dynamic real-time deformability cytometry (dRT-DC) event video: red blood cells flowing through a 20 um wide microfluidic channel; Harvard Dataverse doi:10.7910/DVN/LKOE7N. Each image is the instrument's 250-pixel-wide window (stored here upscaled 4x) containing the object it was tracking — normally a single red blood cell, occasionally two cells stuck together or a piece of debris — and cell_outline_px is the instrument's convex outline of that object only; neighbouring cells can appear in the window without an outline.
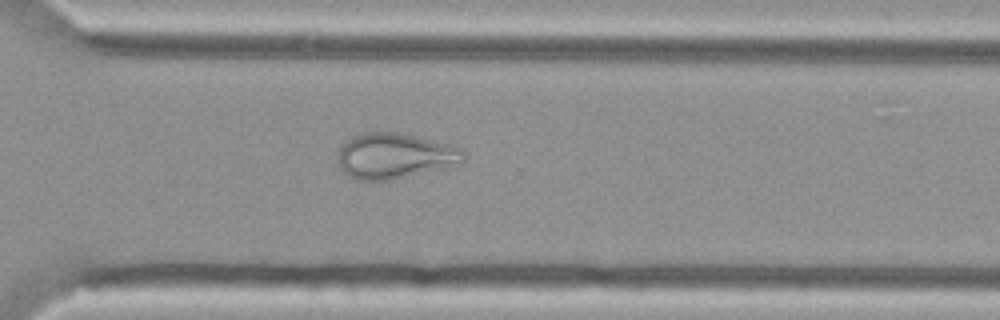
{"species": "Egyptian fruit bat (a non-hibernating species)", "species_latin": "Rousettus aegyptiacus", "temperature_condition": "cold", "stored_images_in_passage": 37, "camera_frame_rate_fps": 3000, "um_per_image_px": 0.085, "animal": {"sex": "female"}, "frame": {"image": 1, "passage_image": 22, "time_ms": 7.0, "image_size_px": [1000, 320], "cell_outline_px": [[464, 164], [388, 180], [360, 180], [348, 176], [340, 168], [340, 148], [352, 136], [364, 132], [396, 132], [452, 144], [460, 148], [464, 152]], "centroid_in_image_um": [33.61, 13.25], "position_along_channel_um": 337.0, "area_um2": 33.18}}
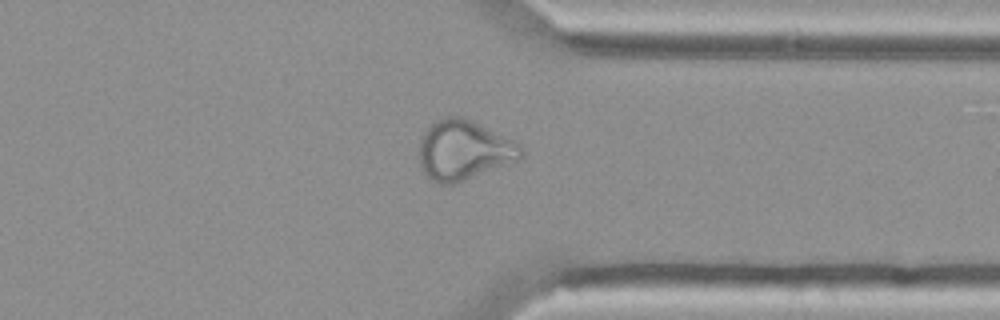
{"frame": {"image": 2, "passage_image": 25, "time_ms": 8.0, "image_size_px": [1000, 320], "cell_outline_px": [[524, 156], [520, 160], [464, 180], [452, 184], [440, 184], [432, 180], [420, 168], [420, 140], [424, 132], [436, 120], [444, 116], [464, 116], [520, 144], [524, 152]], "centroid_in_image_um": [39.44, 12.76], "position_along_channel_um": 372.0, "area_um2": 35.37}}
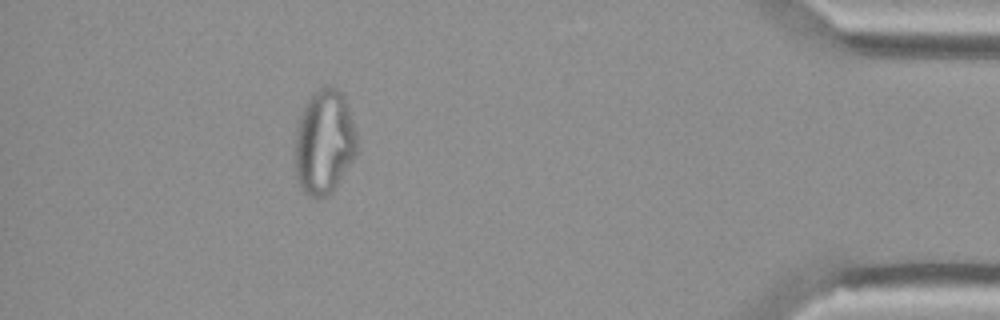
{"frame": {"image": 3, "passage_image": 32, "time_ms": 10.333, "image_size_px": [1000, 320], "cell_outline_px": [[356, 152], [332, 192], [328, 196], [308, 196], [300, 188], [296, 180], [292, 164], [296, 124], [304, 104], [324, 84], [336, 88], [344, 96], [348, 108], [356, 136]], "centroid_in_image_um": [27.47, 12.09], "position_along_channel_um": 407.7, "area_um2": 38.03}}